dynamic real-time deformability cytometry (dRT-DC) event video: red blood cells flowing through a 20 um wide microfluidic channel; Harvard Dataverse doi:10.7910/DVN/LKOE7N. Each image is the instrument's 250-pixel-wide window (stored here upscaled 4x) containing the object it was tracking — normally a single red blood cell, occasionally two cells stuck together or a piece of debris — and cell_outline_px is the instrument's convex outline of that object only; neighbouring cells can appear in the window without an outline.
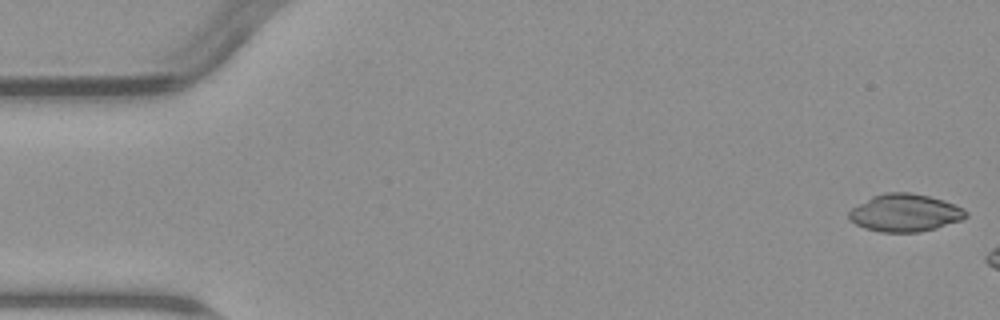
{"species": "common noctule bat (a hibernating species)", "species_latin": "Nyctalus noctula", "temperature_condition": "warm", "stored_images_in_passage": 3, "camera_frame_rate_fps": 3000, "um_per_image_px": 0.085, "animal": {"sex": "male", "body_mass_g": 23.1, "forearm_length_mm": 52.7}, "frame": {"image": 1, "passage_image": 1, "time_ms": 0.0, "image_size_px": [1000, 320], "cell_outline_px": [[968, 216], [960, 220], [936, 228], [920, 232], [880, 232], [864, 228], [856, 224], [848, 216], [848, 212], [852, 208], [872, 196], [884, 192], [908, 192], [928, 196], [944, 200], [964, 208], [968, 212]], "centroid_in_image_um": [76.93, 18.09], "position_along_channel_um": 8.1, "area_um2": 25.61}}